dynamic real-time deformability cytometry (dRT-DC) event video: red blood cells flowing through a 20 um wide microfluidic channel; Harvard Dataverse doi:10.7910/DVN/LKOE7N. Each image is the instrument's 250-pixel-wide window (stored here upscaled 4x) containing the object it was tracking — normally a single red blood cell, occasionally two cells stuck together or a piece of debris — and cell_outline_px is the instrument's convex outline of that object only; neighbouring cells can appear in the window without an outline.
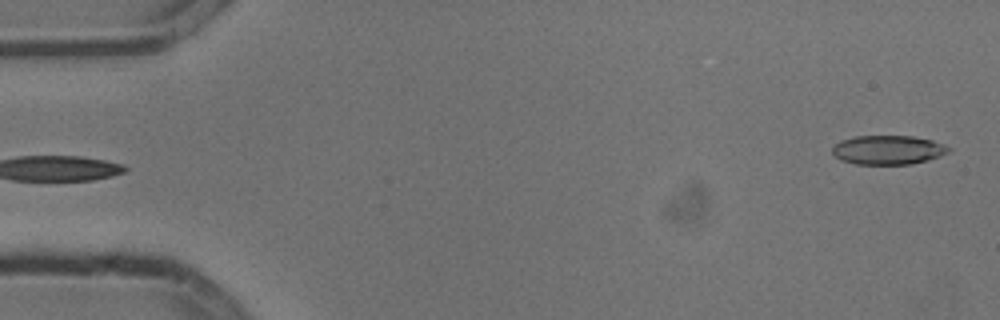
{"species": "common noctule bat (a hibernating species)", "species_latin": "Nyctalus noctula", "temperature_condition": "cold", "stored_images_in_passage": 5, "camera_frame_rate_fps": 3000, "um_per_image_px": 0.085, "animal": {"sex": "male", "body_mass_g": 13.3}, "frame": {"image": 1, "passage_image": 5, "time_ms": 1.333, "image_size_px": [1000, 320], "cell_outline_px": [[952, 148], [948, 152], [940, 156], [928, 160], [912, 164], [856, 164], [840, 160], [832, 152], [832, 148], [840, 140], [856, 136], [912, 136], [932, 140]], "centroid_in_image_um": [75.48, 12.74], "position_along_channel_um": 9.5, "area_um2": 19.71}}